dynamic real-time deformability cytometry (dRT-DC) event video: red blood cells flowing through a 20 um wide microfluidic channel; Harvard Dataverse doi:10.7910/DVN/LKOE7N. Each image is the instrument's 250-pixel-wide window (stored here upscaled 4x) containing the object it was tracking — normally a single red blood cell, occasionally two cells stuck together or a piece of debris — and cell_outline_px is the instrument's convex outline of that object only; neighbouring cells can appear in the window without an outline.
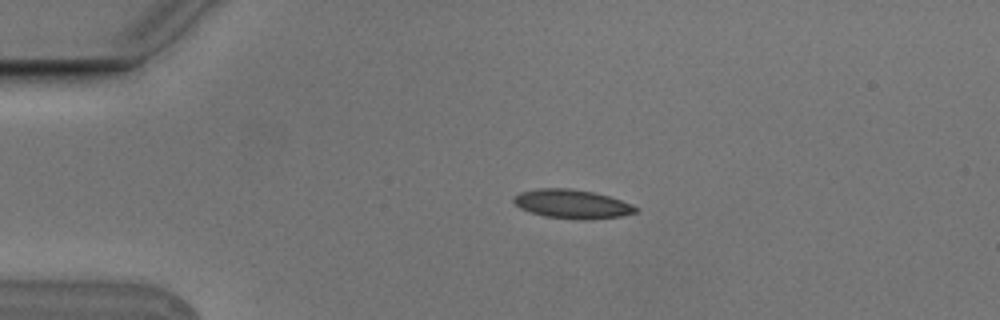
{"species": "Egyptian fruit bat (a non-hibernating species)", "species_latin": "Rousettus aegyptiacus", "temperature_condition": "cold", "stored_images_in_passage": 4, "camera_frame_rate_fps": 3000, "um_per_image_px": 0.085, "animal": {"sex": "male"}, "frame": {"image": 1, "passage_image": 3, "time_ms": 0.667, "image_size_px": [1000, 320], "cell_outline_px": [[636, 212], [620, 216], [588, 220], [576, 220], [544, 216], [520, 208], [512, 200], [512, 196], [520, 192], [540, 188], [568, 188], [592, 192], [608, 196], [632, 204], [636, 208]], "centroid_in_image_um": [48.59, 17.34], "position_along_channel_um": 36.4, "area_um2": 20.46}}